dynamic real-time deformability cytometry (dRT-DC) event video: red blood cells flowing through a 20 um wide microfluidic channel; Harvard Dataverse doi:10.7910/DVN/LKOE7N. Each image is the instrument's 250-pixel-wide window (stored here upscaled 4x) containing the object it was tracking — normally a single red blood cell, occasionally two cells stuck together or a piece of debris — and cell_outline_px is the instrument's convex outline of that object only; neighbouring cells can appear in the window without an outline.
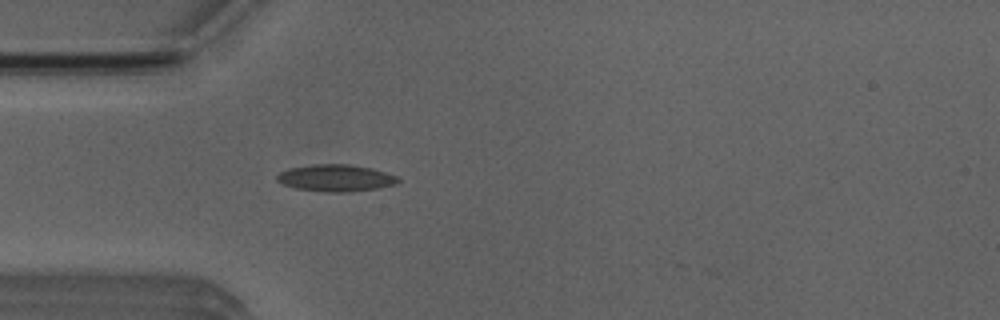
{"species": "Egyptian fruit bat (a non-hibernating species)", "species_latin": "Rousettus aegyptiacus", "temperature_condition": "room temperature", "stored_images_in_passage": 5, "camera_frame_rate_fps": 3000, "um_per_image_px": 0.085, "animal": {"sex": "male"}, "frame": {"image": 1, "passage_image": 5, "time_ms": 4.667, "image_size_px": [1000, 320], "cell_outline_px": [[400, 180], [396, 184], [376, 188], [348, 192], [328, 192], [296, 188], [284, 184], [276, 180], [276, 176], [280, 172], [288, 168], [312, 164], [348, 164], [372, 168], [396, 176]], "centroid_in_image_um": [28.52, 15.12], "position_along_channel_um": 56.5, "area_um2": 18.84}}